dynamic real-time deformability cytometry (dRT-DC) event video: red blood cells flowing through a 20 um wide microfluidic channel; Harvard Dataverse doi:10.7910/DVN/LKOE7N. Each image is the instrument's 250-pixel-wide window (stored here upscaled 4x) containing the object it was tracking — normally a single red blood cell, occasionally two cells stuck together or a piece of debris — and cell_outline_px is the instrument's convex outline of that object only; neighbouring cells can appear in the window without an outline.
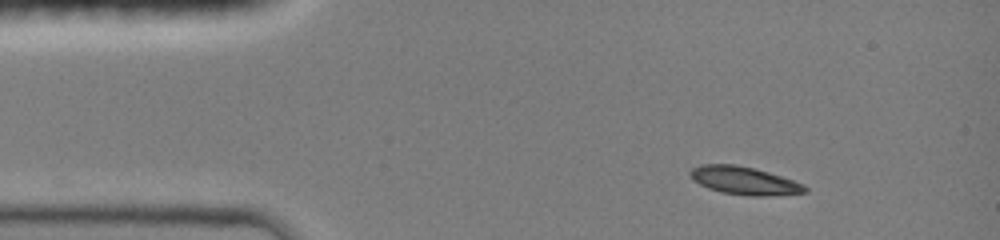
{"species": "common noctule bat (a hibernating species)", "species_latin": "Nyctalus noctula", "temperature_condition": "room temperature", "stored_images_in_passage": 27, "camera_frame_rate_fps": 3000, "um_per_image_px": 0.085, "animal": {"sex": "female", "body_mass_g": 19.0, "forearm_length_mm": 51.5}, "frame": {"image": 1, "passage_image": 1, "time_ms": 0.0, "image_size_px": [1000, 240], "cell_outline_px": [[808, 192], [772, 196], [748, 196], [720, 192], [708, 188], [700, 184], [688, 172], [692, 168], [704, 164], [732, 164], [752, 168], [768, 172], [804, 184], [808, 188]], "centroid_in_image_um": [63.3, 15.37], "position_along_channel_um": 21.7, "area_um2": 18.55}}
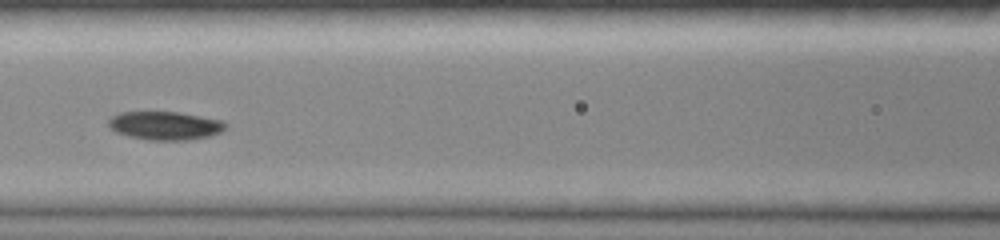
{"frame": {"image": 2, "passage_image": 15, "time_ms": 4.667, "image_size_px": [1000, 240], "cell_outline_px": [[228, 124], [220, 132], [208, 136], [188, 140], [148, 140], [116, 132], [108, 124], [108, 120], [112, 116], [120, 112], [176, 112], [224, 120]], "centroid_in_image_um": [14.05, 10.67], "position_along_channel_um": 152.5, "area_um2": 19.19}}
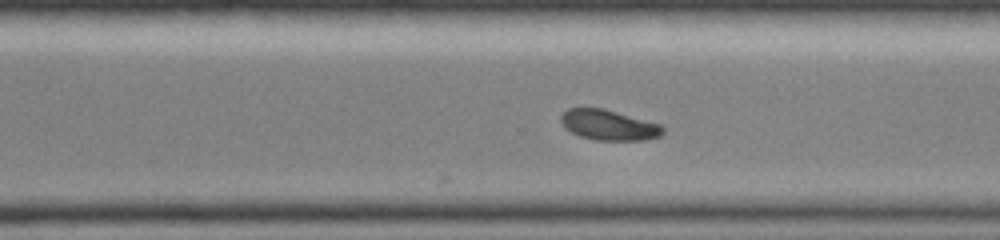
{"frame": {"image": 3, "passage_image": 27, "time_ms": 8.667, "image_size_px": [1000, 240], "cell_outline_px": [[664, 132], [660, 136], [644, 140], [596, 140], [580, 136], [564, 128], [560, 120], [560, 116], [568, 108], [604, 108], [660, 124], [664, 128]], "centroid_in_image_um": [51.73, 10.62], "position_along_channel_um": 318.9, "area_um2": 18.03}}